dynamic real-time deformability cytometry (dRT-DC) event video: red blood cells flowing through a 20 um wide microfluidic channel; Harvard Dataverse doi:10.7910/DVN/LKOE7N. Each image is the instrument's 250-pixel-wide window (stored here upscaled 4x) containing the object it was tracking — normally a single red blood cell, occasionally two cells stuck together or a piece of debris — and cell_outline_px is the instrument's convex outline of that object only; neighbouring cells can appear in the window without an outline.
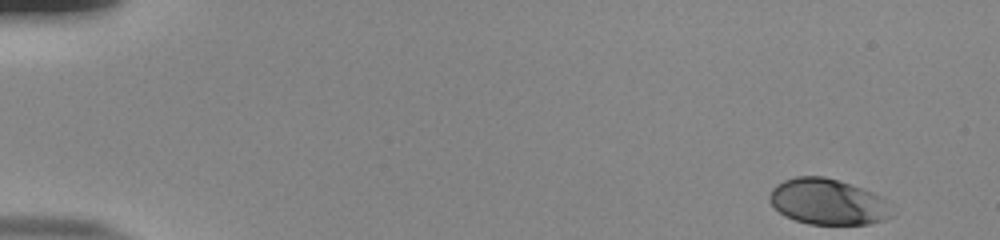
{"species": "human", "species_latin": "Homo sapiens", "temperature_condition": "room temperature", "stored_images_in_passage": 52, "camera_frame_rate_fps": 3000, "um_per_image_px": 0.085, "donor": {"sex": "male"}, "frame": {"image": 1, "passage_image": 1, "time_ms": 0.0, "image_size_px": [1000, 240], "cell_outline_px": [[896, 216], [884, 220], [868, 224], [808, 224], [784, 216], [772, 204], [768, 196], [772, 188], [776, 184], [784, 180], [796, 176], [824, 176], [872, 192], [880, 196], [884, 200]], "centroid_in_image_um": [70.36, 17.16], "position_along_channel_um": 14.6, "area_um2": 32.54}}
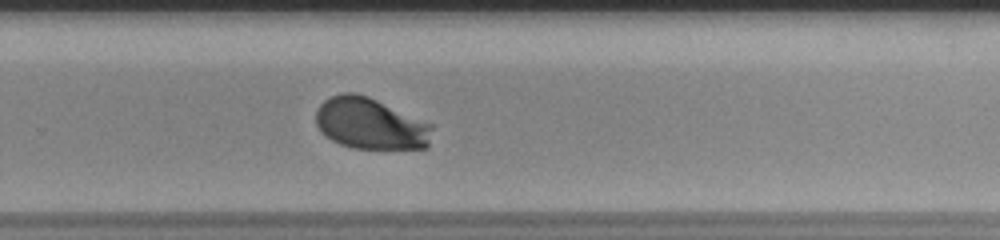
{"frame": {"image": 2, "passage_image": 35, "time_ms": 11.333, "image_size_px": [1000, 240], "cell_outline_px": [[432, 128], [428, 148], [352, 148], [340, 144], [324, 136], [320, 132], [316, 124], [316, 112], [320, 104], [324, 100], [340, 92], [356, 92], [368, 96], [432, 124]], "centroid_in_image_um": [31.45, 10.5], "position_along_channel_um": 298.4, "area_um2": 34.85}}
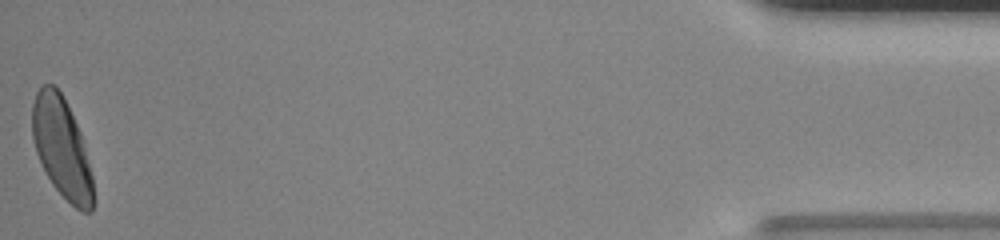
{"frame": {"image": 3, "passage_image": 52, "time_ms": 17.0, "image_size_px": [1000, 240], "cell_outline_px": [[92, 212], [80, 212], [52, 184], [36, 152], [32, 136], [32, 104], [36, 92], [44, 84], [56, 84], [80, 132], [92, 176]], "centroid_in_image_um": [5.22, 12.54], "position_along_channel_um": 430.0, "area_um2": 34.74}, "authors_computed_cell_mechanics": {"area_um2": 34.4777, "velocity_mm_per_s": 3.8057, "shape_relaxation_time_tau1_ms": 2.953, "shape_relaxation_time_tau2_ms": null, "deformation_change_tau1": 0.1546, "deformation_change_tau2": null}}